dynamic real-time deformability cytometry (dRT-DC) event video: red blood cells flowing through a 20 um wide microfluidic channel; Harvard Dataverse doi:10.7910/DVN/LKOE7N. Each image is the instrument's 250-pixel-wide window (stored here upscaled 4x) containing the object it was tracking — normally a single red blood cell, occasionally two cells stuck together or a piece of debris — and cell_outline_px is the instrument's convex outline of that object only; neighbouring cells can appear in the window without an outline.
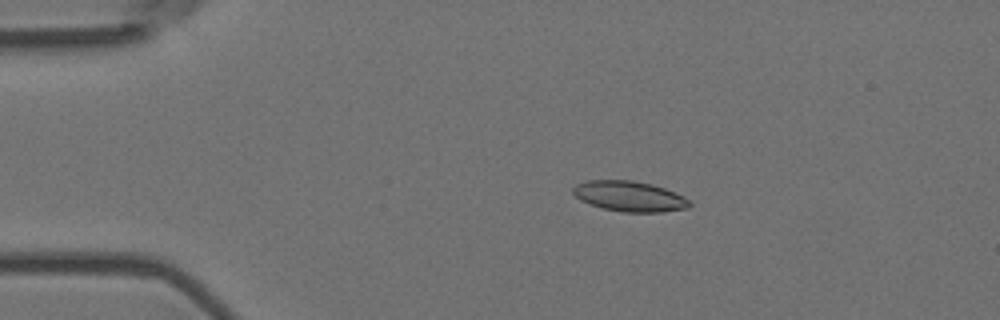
{"species": "Egyptian fruit bat (a non-hibernating species)", "species_latin": "Rousettus aegyptiacus", "temperature_condition": "room temperature", "stored_images_in_passage": 2, "camera_frame_rate_fps": 3000, "um_per_image_px": 0.085, "animal": {"sex": "female"}, "frame": {"image": 1, "passage_image": 1, "time_ms": 0.0, "image_size_px": [1000, 320], "cell_outline_px": [[692, 204], [688, 208], [660, 212], [624, 212], [604, 208], [580, 200], [572, 192], [572, 188], [576, 184], [588, 180], [632, 180], [652, 184], [664, 188], [684, 196], [692, 200]], "centroid_in_image_um": [53.54, 16.68], "position_along_channel_um": 31.5, "area_um2": 20.63}}